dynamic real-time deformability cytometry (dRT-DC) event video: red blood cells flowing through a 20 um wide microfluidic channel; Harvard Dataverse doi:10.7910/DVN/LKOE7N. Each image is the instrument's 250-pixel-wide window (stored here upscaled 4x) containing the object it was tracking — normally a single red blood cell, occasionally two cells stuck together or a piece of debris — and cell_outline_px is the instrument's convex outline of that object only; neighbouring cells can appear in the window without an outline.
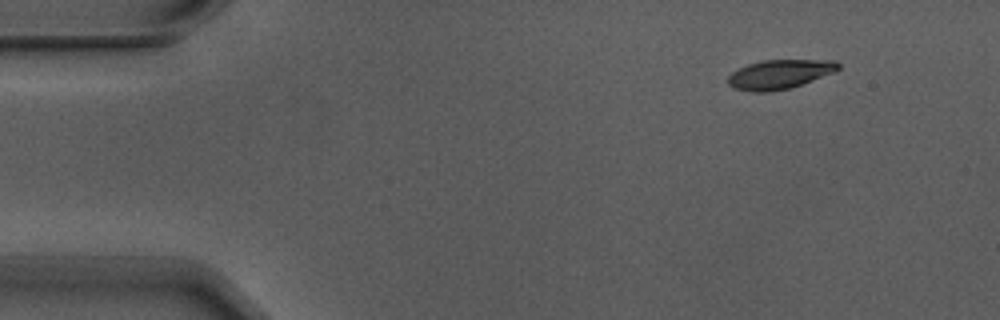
{"species": "Egyptian fruit bat (a non-hibernating species)", "species_latin": "Rousettus aegyptiacus", "temperature_condition": "warm", "stored_images_in_passage": 5, "camera_frame_rate_fps": 3000, "um_per_image_px": 0.085, "animal": {"sex": "male"}, "frame": {"image": 1, "passage_image": 1, "time_ms": 0.0, "image_size_px": [1000, 320], "cell_outline_px": [[840, 68], [832, 72], [812, 80], [788, 88], [768, 92], [752, 92], [736, 88], [728, 84], [728, 76], [732, 72], [748, 64], [764, 60], [836, 60], [840, 64]], "centroid_in_image_um": [66.25, 6.3], "position_along_channel_um": 18.7, "area_um2": 18.44}}
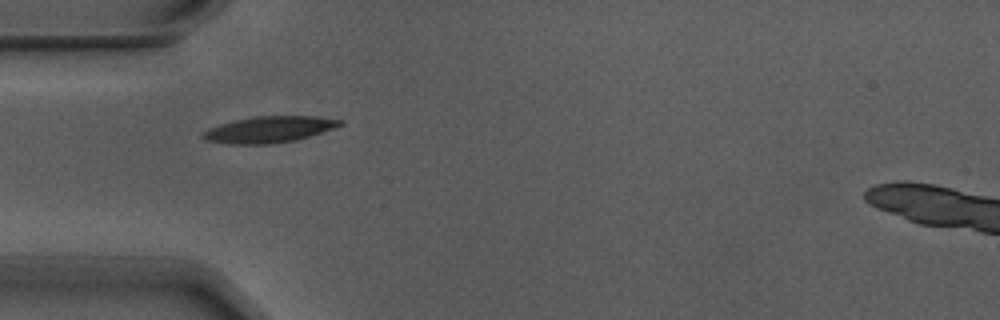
{"frame": {"image": 2, "passage_image": 4, "time_ms": 1.0, "image_size_px": [1000, 320], "cell_outline_px": [[344, 124], [296, 140], [272, 144], [228, 144], [204, 140], [200, 136], [200, 132], [208, 128], [220, 124], [236, 120], [256, 116], [316, 116], [344, 120]], "centroid_in_image_um": [22.82, 11.01], "position_along_channel_um": 62.2, "area_um2": 21.04}}